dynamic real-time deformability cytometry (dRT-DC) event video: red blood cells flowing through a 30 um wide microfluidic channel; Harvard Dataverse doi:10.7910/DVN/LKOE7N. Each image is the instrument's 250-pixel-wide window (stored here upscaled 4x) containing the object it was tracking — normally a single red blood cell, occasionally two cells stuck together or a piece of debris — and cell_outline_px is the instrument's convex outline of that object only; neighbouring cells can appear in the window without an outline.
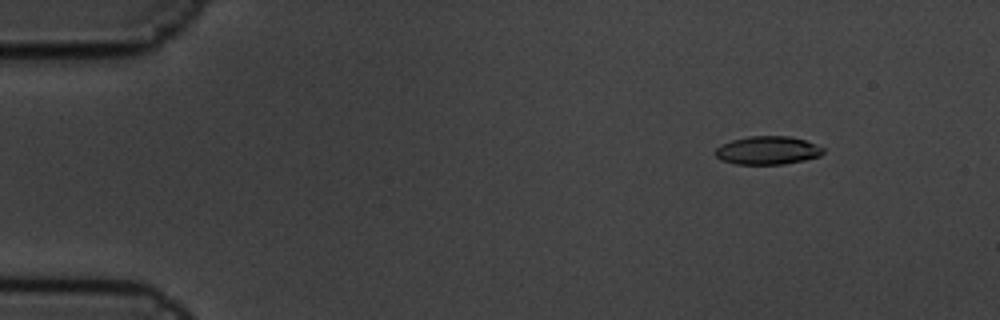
{"species": "common noctule bat (a hibernating species)", "species_latin": "Nyctalus noctula", "temperature_condition": "cold", "stored_images_in_passage": 11, "camera_frame_rate_fps": 3000, "um_per_image_px": 0.085, "animal": {"sex": "male", "body_mass_g": 19.5, "forearm_length_mm": 54.6}, "frame": {"image": 1, "passage_image": 3, "time_ms": 0.667, "image_size_px": [1000, 320], "cell_outline_px": [[824, 152], [820, 156], [804, 160], [784, 164], [736, 164], [720, 160], [716, 156], [716, 148], [720, 144], [732, 140], [748, 136], [788, 136], [804, 140], [824, 148]], "centroid_in_image_um": [65.23, 12.78], "position_along_channel_um": 19.8, "area_um2": 17.74}}
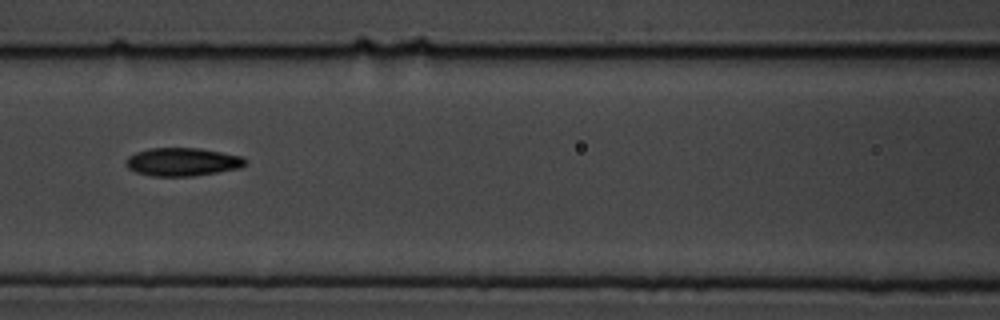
{"frame": {"image": 2, "passage_image": 8, "time_ms": 2.333, "image_size_px": [1000, 320], "cell_outline_px": [[248, 164], [240, 168], [192, 176], [152, 176], [136, 172], [128, 168], [124, 160], [128, 156], [136, 152], [148, 148], [200, 148], [240, 156], [248, 160]], "centroid_in_image_um": [15.5, 13.76], "position_along_channel_um": 151.1, "area_um2": 19.65}}
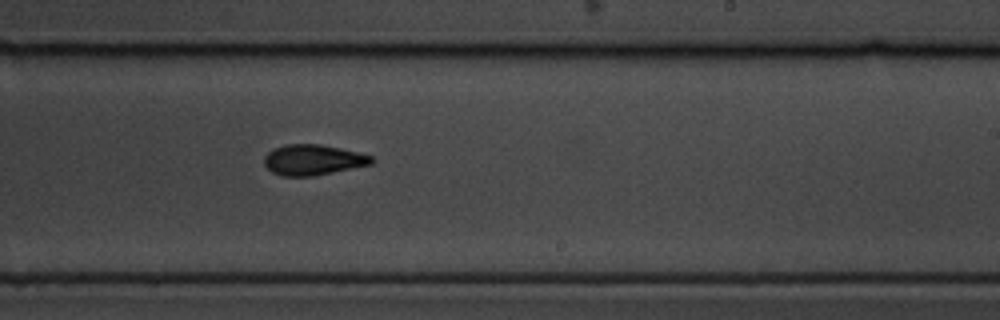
{"frame": {"image": 3, "passage_image": 11, "time_ms": 3.333, "image_size_px": [1000, 320], "cell_outline_px": [[376, 160], [372, 164], [312, 176], [280, 176], [272, 172], [264, 164], [264, 156], [272, 148], [284, 144], [320, 144], [340, 148], [372, 156]], "centroid_in_image_um": [26.57, 13.58], "position_along_channel_um": 262.4, "area_um2": 19.13}}